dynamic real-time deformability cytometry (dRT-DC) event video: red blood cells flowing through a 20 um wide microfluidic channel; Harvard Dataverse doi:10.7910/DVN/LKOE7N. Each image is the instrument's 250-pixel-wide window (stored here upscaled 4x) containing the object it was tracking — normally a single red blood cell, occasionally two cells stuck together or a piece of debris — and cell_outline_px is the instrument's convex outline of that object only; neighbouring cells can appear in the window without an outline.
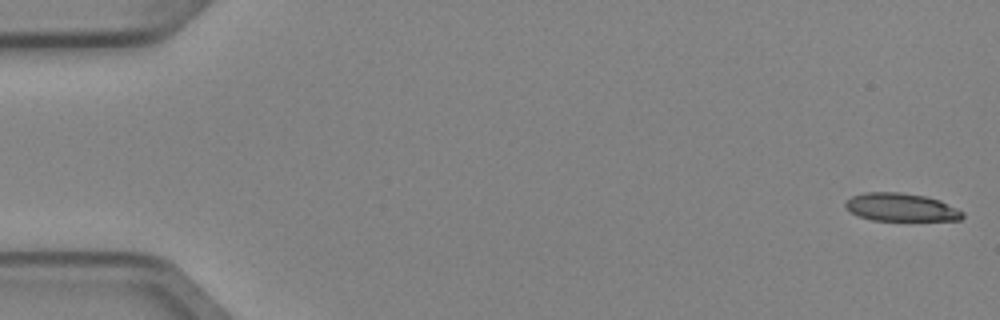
{"species": "Egyptian fruit bat (a non-hibernating species)", "species_latin": "Rousettus aegyptiacus", "temperature_condition": "cold", "stored_images_in_passage": 5, "camera_frame_rate_fps": 3000, "um_per_image_px": 0.085, "animal": {"sex": "female"}, "frame": {"image": 1, "passage_image": 1, "time_ms": 0.0, "image_size_px": [1000, 320], "cell_outline_px": [[964, 216], [960, 220], [872, 220], [860, 216], [852, 212], [844, 204], [852, 196], [864, 192], [900, 192], [924, 196], [940, 200], [964, 212]], "centroid_in_image_um": [76.61, 17.61], "position_along_channel_um": 8.4, "area_um2": 18.9}}
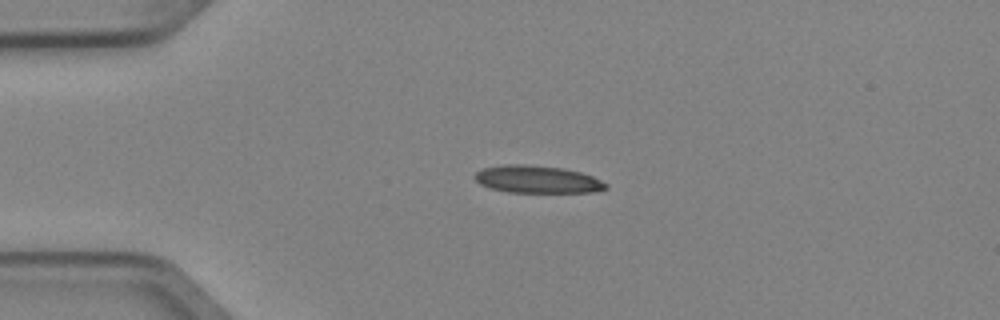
{"frame": {"image": 2, "passage_image": 4, "time_ms": 1.0, "image_size_px": [1000, 320], "cell_outline_px": [[608, 188], [596, 192], [508, 192], [492, 188], [480, 184], [472, 176], [476, 172], [484, 168], [508, 164], [528, 164], [564, 168], [580, 172], [592, 176], [608, 184]], "centroid_in_image_um": [45.69, 15.24], "position_along_channel_um": 39.3, "area_um2": 20.98}}